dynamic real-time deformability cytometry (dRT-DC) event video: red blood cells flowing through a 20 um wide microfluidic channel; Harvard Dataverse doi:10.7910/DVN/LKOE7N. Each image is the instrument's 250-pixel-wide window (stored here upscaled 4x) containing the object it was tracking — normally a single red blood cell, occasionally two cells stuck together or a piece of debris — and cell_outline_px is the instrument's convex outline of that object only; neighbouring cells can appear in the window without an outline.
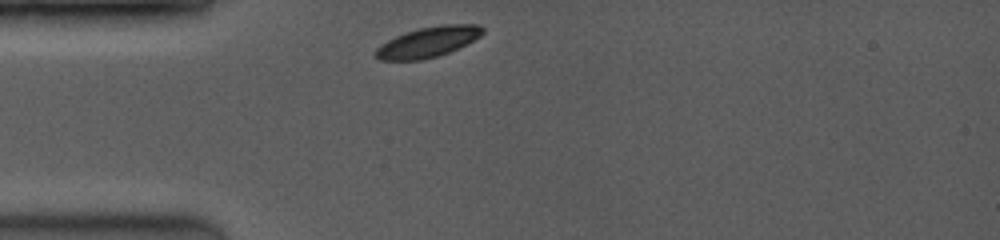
{"species": "common noctule bat (a hibernating species)", "species_latin": "Nyctalus noctula", "temperature_condition": "room temperature", "stored_images_in_passage": 14, "camera_frame_rate_fps": 3500, "um_per_image_px": 0.085, "animal": {"sex": "female", "body_mass_g": 19.0, "forearm_length_mm": 53.3}, "frame": {"image": 1, "passage_image": 1, "time_ms": 0.0, "image_size_px": [1000, 240], "cell_outline_px": [[484, 32], [480, 36], [448, 52], [436, 56], [420, 60], [380, 60], [372, 56], [376, 48], [380, 44], [404, 32], [420, 28], [440, 24], [476, 24], [484, 28]], "centroid_in_image_um": [36.32, 3.56], "position_along_channel_um": 48.7, "area_um2": 18.84}}
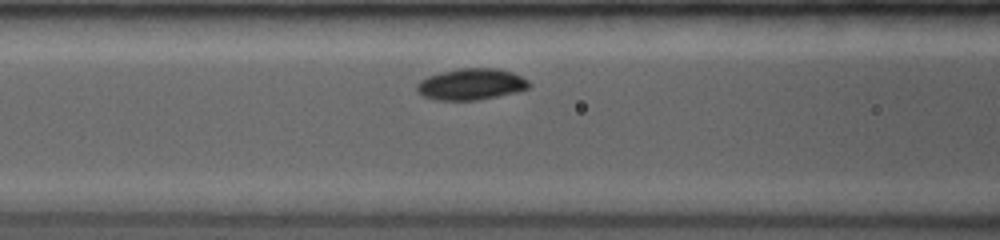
{"frame": {"image": 2, "passage_image": 8, "time_ms": 2.286, "image_size_px": [1000, 240], "cell_outline_px": [[528, 88], [516, 92], [476, 100], [436, 100], [424, 96], [416, 88], [416, 84], [420, 80], [428, 76], [440, 72], [460, 68], [496, 68], [512, 72], [528, 80]], "centroid_in_image_um": [40.02, 7.15], "position_along_channel_um": 126.6, "area_um2": 20.29}}
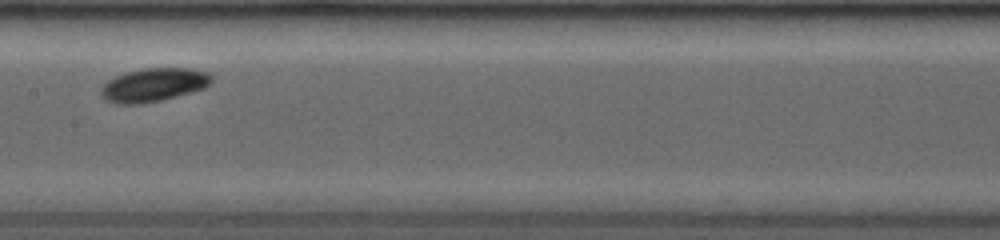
{"frame": {"image": 3, "passage_image": 12, "time_ms": 4.0, "image_size_px": [1000, 240], "cell_outline_px": [[212, 80], [204, 88], [160, 100], [140, 104], [116, 104], [100, 96], [100, 88], [108, 80], [124, 72], [144, 68], [188, 68], [208, 72], [212, 76]], "centroid_in_image_um": [13.02, 7.21], "position_along_channel_um": 194.4, "area_um2": 21.44}}